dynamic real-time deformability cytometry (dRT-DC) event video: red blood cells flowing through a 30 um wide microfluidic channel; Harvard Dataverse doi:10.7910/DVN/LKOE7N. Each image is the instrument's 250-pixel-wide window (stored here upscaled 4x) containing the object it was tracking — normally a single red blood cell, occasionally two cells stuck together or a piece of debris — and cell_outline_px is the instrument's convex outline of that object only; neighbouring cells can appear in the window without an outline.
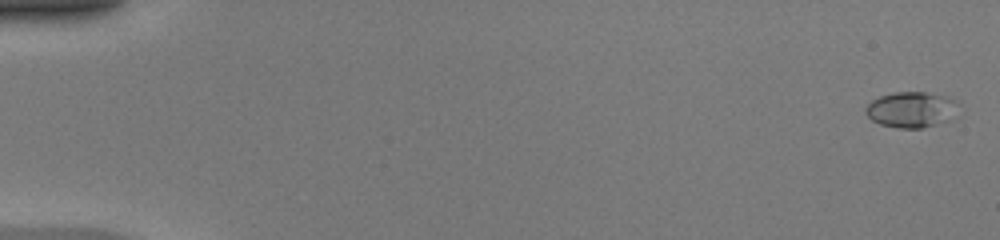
{"species": "common noctule bat (a hibernating species)", "species_latin": "Nyctalus noctula", "temperature_condition": "warm", "stored_images_in_passage": 51, "camera_frame_rate_fps": 3000, "um_per_image_px": 0.085, "animal": {"sex": "female", "body_mass_g": 20.0, "forearm_length_mm": 54.0}, "frame": {"image": 1, "passage_image": 2, "time_ms": 0.333, "image_size_px": [1000, 240], "cell_outline_px": [[956, 100], [948, 120], [924, 128], [900, 128], [880, 124], [872, 120], [864, 112], [864, 108], [872, 100], [880, 96], [892, 92], [924, 92], [948, 96]], "centroid_in_image_um": [77.37, 9.31], "position_along_channel_um": 7.6, "area_um2": 18.96}}
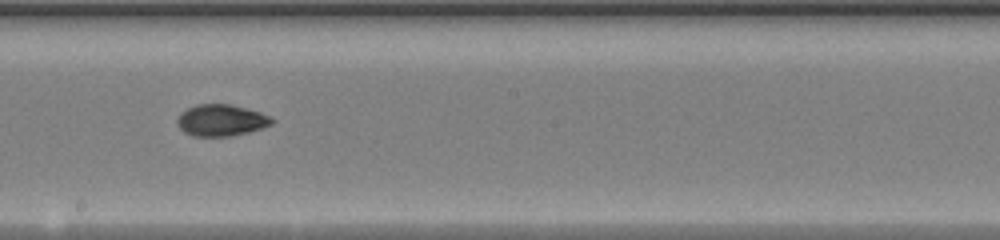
{"frame": {"image": 2, "passage_image": 30, "time_ms": 9.667, "image_size_px": [1000, 240], "cell_outline_px": [[276, 120], [272, 124], [248, 132], [228, 136], [192, 136], [184, 132], [176, 124], [176, 120], [180, 112], [196, 104], [228, 104], [260, 112]], "centroid_in_image_um": [18.75, 10.22], "position_along_channel_um": 229.4, "area_um2": 17.34}}
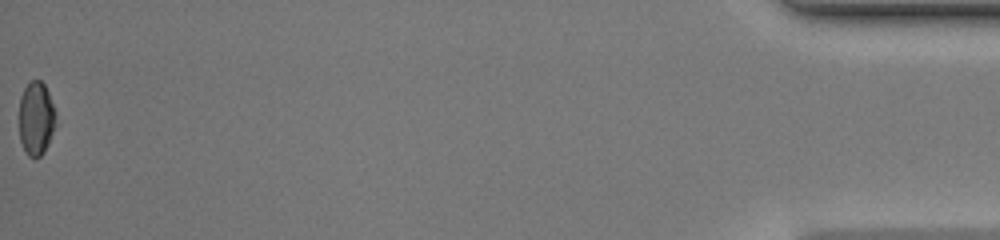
{"frame": {"image": 3, "passage_image": 51, "time_ms": 16.667, "image_size_px": [1000, 240], "cell_outline_px": [[56, 124], [48, 144], [44, 152], [36, 160], [28, 156], [24, 152], [20, 140], [20, 96], [28, 80], [40, 80], [44, 84], [48, 92], [56, 112]], "centroid_in_image_um": [3.07, 10.09], "position_along_channel_um": 432.1, "area_um2": 16.01}, "authors_computed_cell_mechanics": {"area_um2": 16.9354, "velocity_mm_per_s": 4.2322, "shape_relaxation_time_tau1_ms": 4.0605, "shape_relaxation_time_tau2_ms": 1.6307, "deformation_change_tau1": 0.181, "deformation_change_tau2": 0.056}}